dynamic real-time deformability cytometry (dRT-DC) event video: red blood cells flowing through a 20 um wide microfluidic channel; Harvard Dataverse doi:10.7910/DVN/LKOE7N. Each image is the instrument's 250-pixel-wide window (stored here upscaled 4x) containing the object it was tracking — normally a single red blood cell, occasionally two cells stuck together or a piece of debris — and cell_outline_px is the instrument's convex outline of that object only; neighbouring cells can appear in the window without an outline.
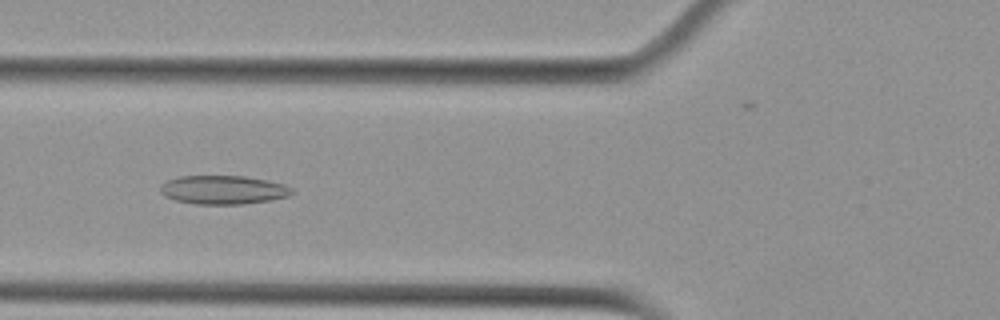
{"species": "Egyptian fruit bat (a non-hibernating species)", "species_latin": "Rousettus aegyptiacus", "temperature_condition": "cold", "stored_images_in_passage": 43, "camera_frame_rate_fps": 3000, "um_per_image_px": 0.085, "animal": {"sex": "female"}, "frame": {"image": 1, "passage_image": 20, "time_ms": 6.333, "image_size_px": [1000, 320], "cell_outline_px": [[296, 192], [288, 196], [272, 200], [244, 204], [196, 204], [176, 200], [164, 196], [160, 192], [160, 184], [176, 176], [244, 176], [268, 180], [284, 184], [292, 188]], "centroid_in_image_um": [18.99, 16.13], "position_along_channel_um": 106.8, "area_um2": 22.25}}
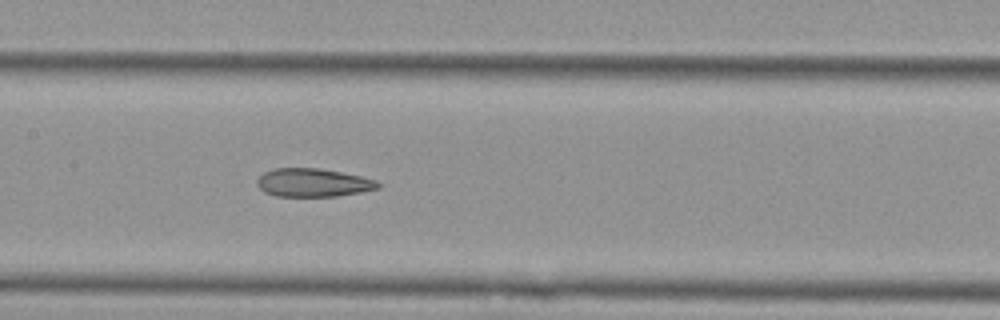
{"frame": {"image": 2, "passage_image": 26, "time_ms": 8.333, "image_size_px": [1000, 320], "cell_outline_px": [[380, 188], [360, 192], [336, 196], [276, 196], [264, 192], [256, 184], [256, 180], [264, 172], [272, 168], [320, 168], [360, 176], [376, 180], [380, 184]], "centroid_in_image_um": [26.58, 15.52], "position_along_channel_um": 180.8, "area_um2": 19.94}}
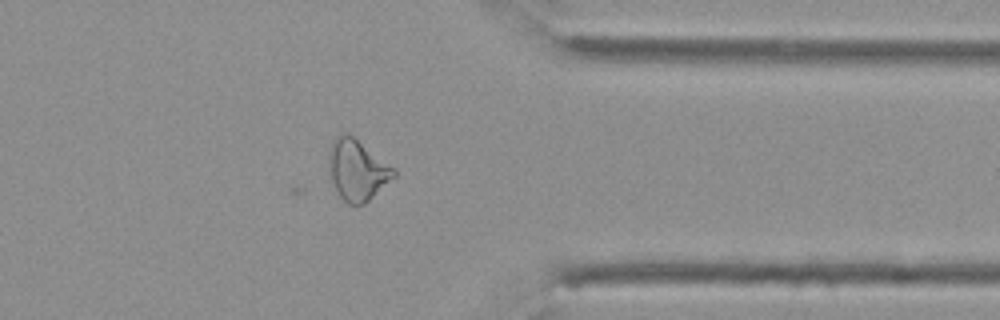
{"frame": {"image": 3, "passage_image": 43, "time_ms": 14.0, "image_size_px": [1000, 320], "cell_outline_px": [[396, 176], [364, 204], [348, 204], [340, 196], [332, 180], [328, 160], [328, 156], [332, 140], [340, 132], [348, 132], [396, 168]], "centroid_in_image_um": [30.38, 14.4], "position_along_channel_um": 381.0, "area_um2": 23.06}, "authors_computed_cell_mechanics": {"area_um2": 22.253, "velocity_mm_per_s": 3.6889, "shape_relaxation_time_tau1_ms": null, "shape_relaxation_time_tau2_ms": 3.4375, "deformation_change_tau1": null, "deformation_change_tau2": 0.1217}}